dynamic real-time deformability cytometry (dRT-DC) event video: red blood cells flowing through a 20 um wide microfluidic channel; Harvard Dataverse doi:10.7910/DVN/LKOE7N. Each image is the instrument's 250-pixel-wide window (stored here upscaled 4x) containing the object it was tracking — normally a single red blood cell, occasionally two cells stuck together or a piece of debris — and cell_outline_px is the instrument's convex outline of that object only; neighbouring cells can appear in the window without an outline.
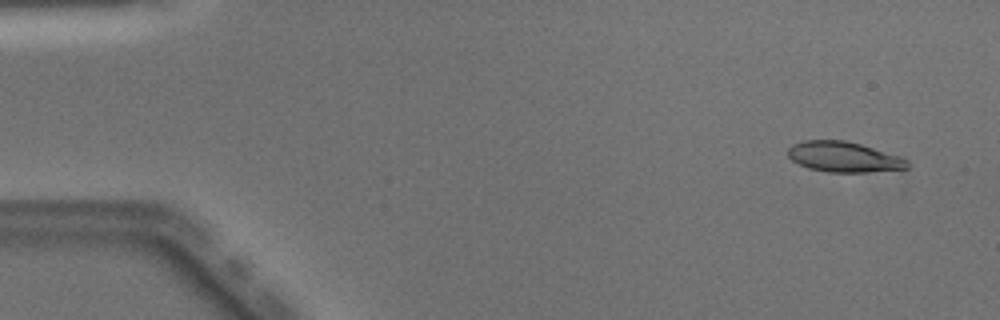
{"species": "Egyptian fruit bat (a non-hibernating species)", "species_latin": "Rousettus aegyptiacus", "temperature_condition": "warm", "stored_images_in_passage": 50, "camera_frame_rate_fps": 3000, "um_per_image_px": 0.085, "animal": {"sex": "male"}, "frame": {"image": 1, "passage_image": 3, "time_ms": 0.667, "image_size_px": [1000, 320], "cell_outline_px": [[908, 168], [868, 172], [828, 172], [808, 168], [792, 160], [788, 156], [788, 148], [792, 144], [804, 140], [844, 140], [860, 144], [900, 156], [908, 160]], "centroid_in_image_um": [71.7, 13.33], "position_along_channel_um": 13.3, "area_um2": 21.04}}
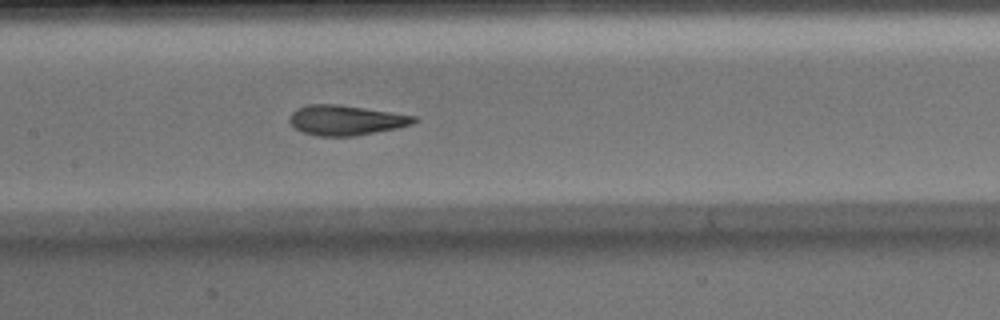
{"frame": {"image": 2, "passage_image": 24, "time_ms": 7.667, "image_size_px": [1000, 320], "cell_outline_px": [[420, 120], [412, 124], [396, 128], [352, 136], [320, 136], [304, 132], [296, 128], [288, 120], [288, 116], [296, 108], [308, 104], [336, 104], [392, 112], [416, 116]], "centroid_in_image_um": [29.39, 10.2], "position_along_channel_um": 178.0, "area_um2": 21.62}}
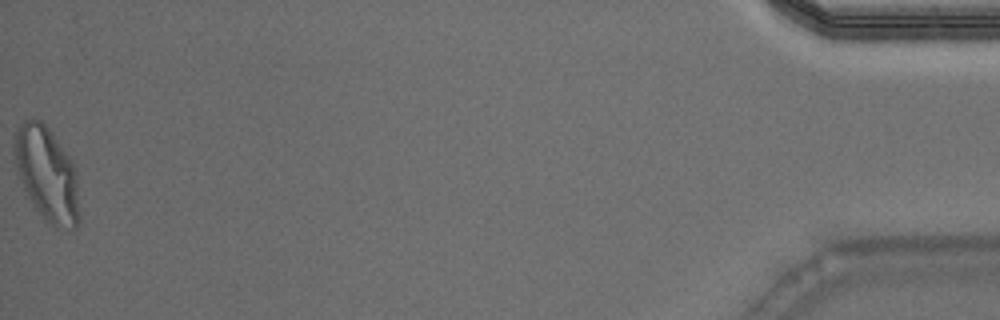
{"frame": {"image": 3, "passage_image": 50, "time_ms": 16.333, "image_size_px": [1000, 320], "cell_outline_px": [[80, 220], [76, 228], [56, 228], [44, 220], [32, 204], [16, 172], [12, 160], [12, 144], [16, 132], [20, 124], [24, 120], [32, 116], [40, 120], [48, 128], [68, 156], [72, 164], [76, 176], [80, 216]], "centroid_in_image_um": [3.93, 14.8], "position_along_channel_um": 431.3, "area_um2": 36.01}, "authors_computed_cell_mechanics": {"area_um2": 22.0796, "velocity_mm_per_s": 4.0318, "shape_relaxation_time_tau1_ms": 7.1538, "shape_relaxation_time_tau2_ms": 0.9539, "deformation_change_tau1": 0.2737, "deformation_change_tau2": 0.0779}}